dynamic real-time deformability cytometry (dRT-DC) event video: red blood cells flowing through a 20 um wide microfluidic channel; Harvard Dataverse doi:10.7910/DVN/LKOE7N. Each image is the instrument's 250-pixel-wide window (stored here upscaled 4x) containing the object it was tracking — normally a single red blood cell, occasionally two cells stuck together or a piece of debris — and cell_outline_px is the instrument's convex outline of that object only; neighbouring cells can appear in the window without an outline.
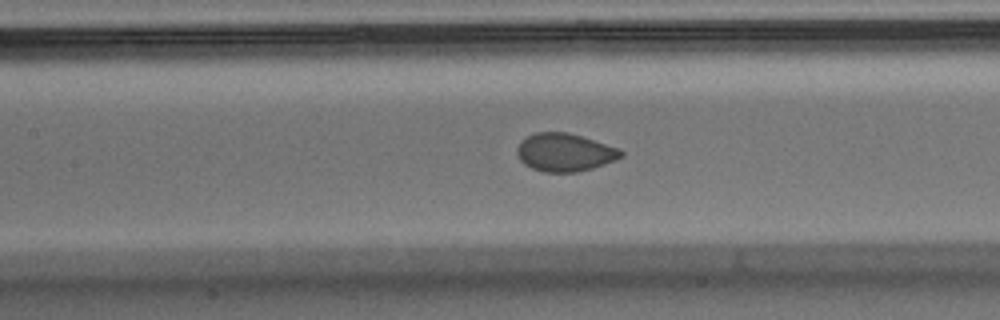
{"species": "Egyptian fruit bat (a non-hibernating species)", "species_latin": "Rousettus aegyptiacus", "temperature_condition": "warm", "stored_images_in_passage": 32, "camera_frame_rate_fps": 3000, "um_per_image_px": 0.085, "animal": {"sex": "male"}, "frame": {"image": 1, "passage_image": 12, "time_ms": 3.667, "image_size_px": [1000, 320], "cell_outline_px": [[624, 156], [616, 160], [592, 168], [576, 172], [544, 172], [532, 168], [524, 164], [520, 160], [516, 152], [516, 148], [520, 140], [536, 132], [568, 132], [620, 148], [624, 152]], "centroid_in_image_um": [48.0, 12.95], "position_along_channel_um": 159.4, "area_um2": 23.18}}
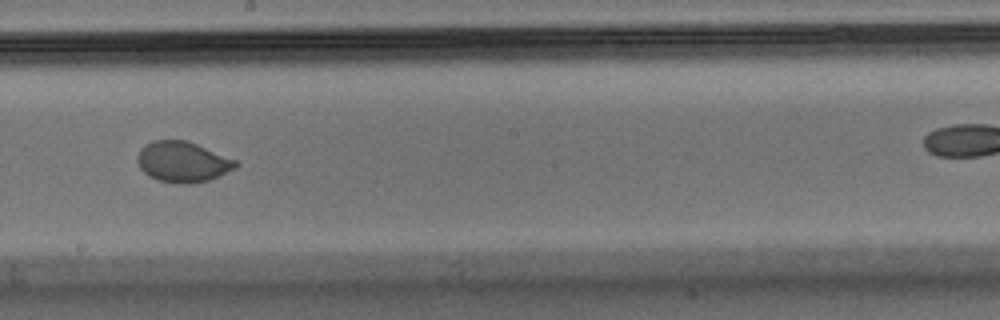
{"frame": {"image": 2, "passage_image": 18, "time_ms": 5.667, "image_size_px": [1000, 320], "cell_outline_px": [[240, 164], [236, 168], [220, 176], [208, 180], [192, 184], [180, 184], [156, 180], [148, 176], [140, 168], [140, 148], [144, 144], [152, 140], [188, 140], [236, 160]], "centroid_in_image_um": [15.56, 13.76], "position_along_channel_um": 232.6, "area_um2": 23.35}}
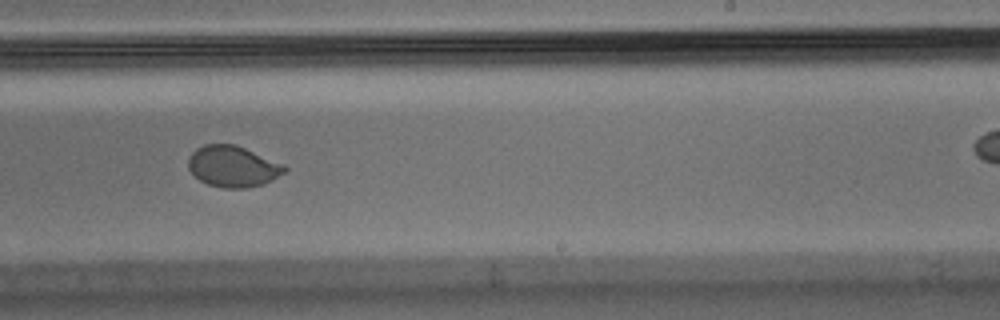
{"frame": {"image": 3, "passage_image": 21, "time_ms": 6.667, "image_size_px": [1000, 320], "cell_outline_px": [[288, 172], [264, 184], [248, 188], [224, 188], [208, 184], [200, 180], [188, 168], [188, 160], [192, 152], [196, 148], [204, 144], [236, 144], [284, 164], [288, 168]], "centroid_in_image_um": [19.83, 14.14], "position_along_channel_um": 269.2, "area_um2": 23.29}}